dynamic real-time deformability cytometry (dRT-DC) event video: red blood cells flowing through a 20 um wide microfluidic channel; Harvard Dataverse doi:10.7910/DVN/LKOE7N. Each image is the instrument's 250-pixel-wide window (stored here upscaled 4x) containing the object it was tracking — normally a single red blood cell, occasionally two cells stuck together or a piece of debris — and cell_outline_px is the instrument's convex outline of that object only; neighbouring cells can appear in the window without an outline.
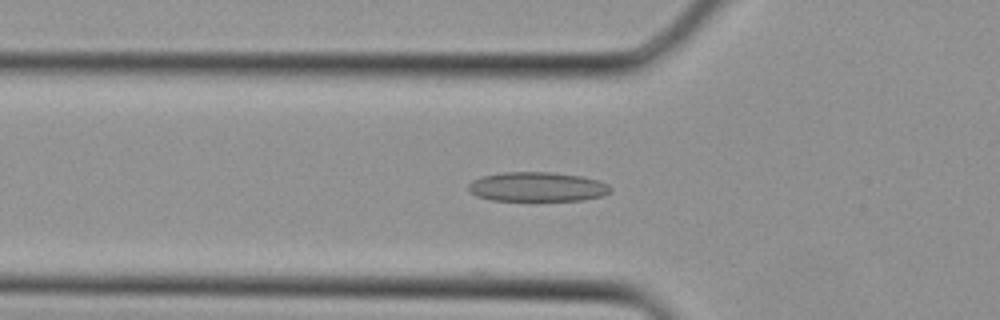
{"species": "Egyptian fruit bat (a non-hibernating species)", "species_latin": "Rousettus aegyptiacus", "temperature_condition": "cold", "stored_images_in_passage": 34, "camera_frame_rate_fps": 3000, "um_per_image_px": 0.085, "animal": {"sex": "female"}, "frame": {"image": 1, "passage_image": 11, "time_ms": 3.333, "image_size_px": [1000, 320], "cell_outline_px": [[612, 192], [604, 196], [580, 200], [492, 200], [476, 196], [468, 192], [468, 184], [472, 180], [480, 176], [504, 172], [552, 172], [580, 176], [596, 180], [608, 184], [612, 188]], "centroid_in_image_um": [45.64, 15.88], "position_along_channel_um": 80.2, "area_um2": 24.51}}
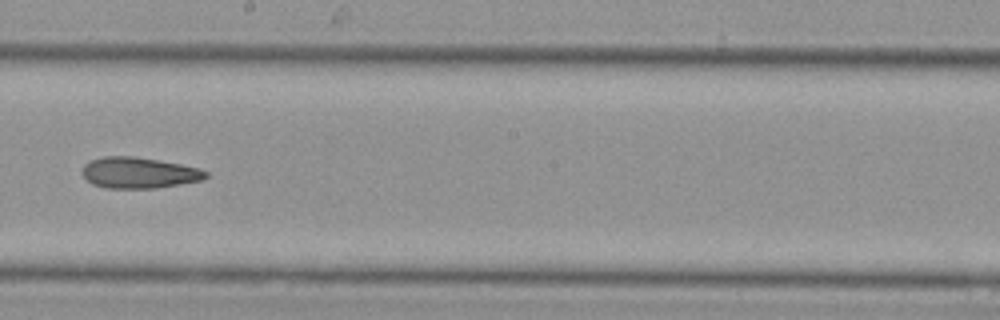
{"frame": {"image": 2, "passage_image": 19, "time_ms": 6.0, "image_size_px": [1000, 320], "cell_outline_px": [[208, 176], [200, 180], [156, 188], [104, 188], [92, 184], [80, 172], [84, 164], [88, 160], [104, 156], [136, 156], [180, 164], [200, 168], [208, 172]], "centroid_in_image_um": [11.76, 14.67], "position_along_channel_um": 236.4, "area_um2": 22.43}}
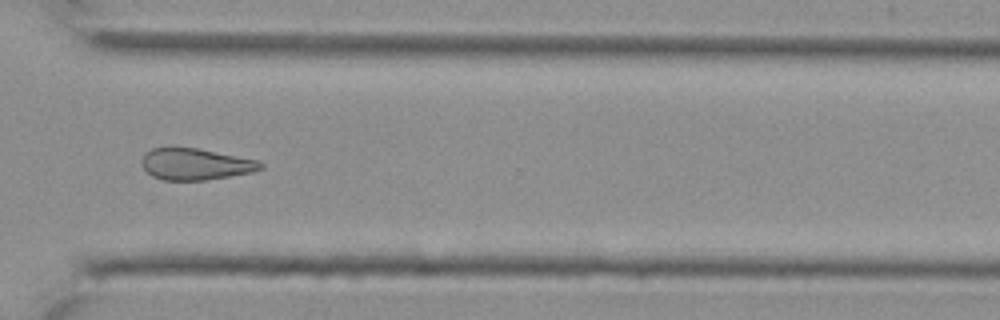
{"frame": {"image": 3, "passage_image": 25, "time_ms": 8.0, "image_size_px": [1000, 320], "cell_outline_px": [[264, 168], [252, 172], [204, 180], [164, 180], [152, 176], [140, 164], [140, 160], [144, 152], [152, 148], [168, 144], [172, 144], [196, 148], [260, 160], [264, 164]], "centroid_in_image_um": [16.55, 13.9], "position_along_channel_um": 354.1, "area_um2": 22.54}}